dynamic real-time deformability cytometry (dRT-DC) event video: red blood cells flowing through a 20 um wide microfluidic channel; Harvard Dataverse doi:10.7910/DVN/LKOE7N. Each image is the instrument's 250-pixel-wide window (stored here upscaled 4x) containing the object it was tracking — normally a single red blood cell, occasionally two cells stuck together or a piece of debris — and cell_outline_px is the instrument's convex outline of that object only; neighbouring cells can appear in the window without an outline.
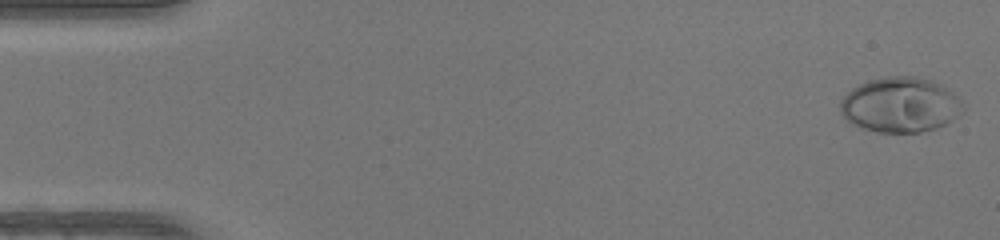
{"species": "human", "species_latin": "Homo sapiens", "temperature_condition": "warm", "stored_images_in_passage": 48, "camera_frame_rate_fps": 3000, "um_per_image_px": 0.085, "donor": {"sex": "female"}, "frame": {"image": 1, "passage_image": 1, "time_ms": 0.0, "image_size_px": [1000, 240], "cell_outline_px": [[964, 112], [960, 116], [936, 128], [920, 132], [876, 132], [852, 124], [840, 112], [840, 100], [852, 88], [868, 80], [884, 76], [916, 76], [932, 80], [940, 84], [952, 92], [960, 100], [964, 108]], "centroid_in_image_um": [76.53, 8.9], "position_along_channel_um": 8.5, "area_um2": 39.48}}
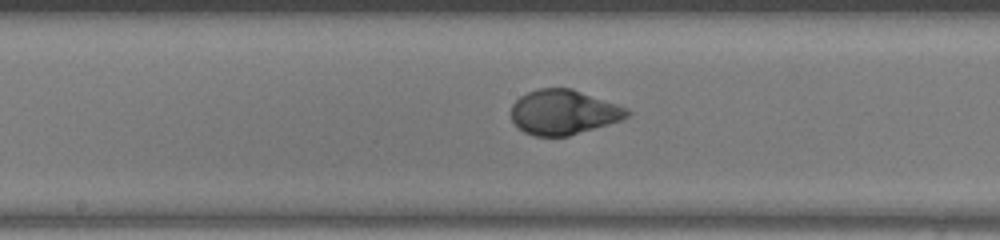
{"frame": {"image": 2, "passage_image": 25, "time_ms": 8.0, "image_size_px": [1000, 240], "cell_outline_px": [[632, 112], [628, 116], [620, 120], [608, 124], [568, 136], [532, 136], [524, 132], [512, 120], [512, 104], [520, 96], [528, 92], [540, 88], [572, 88], [628, 108]], "centroid_in_image_um": [47.9, 9.53], "position_along_channel_um": 200.3, "area_um2": 30.11}}
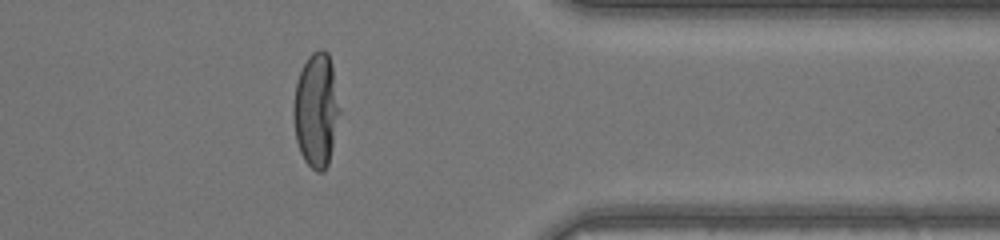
{"frame": {"image": 3, "passage_image": 39, "time_ms": 12.667, "image_size_px": [1000, 240], "cell_outline_px": [[340, 112], [328, 164], [324, 172], [316, 172], [304, 160], [300, 152], [296, 140], [292, 116], [292, 108], [296, 84], [300, 72], [308, 56], [312, 52], [320, 48], [324, 48], [328, 52], [332, 64], [340, 108]], "centroid_in_image_um": [26.87, 9.34], "position_along_channel_um": 384.5, "area_um2": 30.92}, "authors_computed_cell_mechanics": {"area_um2": 31.5588, "velocity_mm_per_s": 4.26, "shape_relaxation_time_tau1_ms": 4.2725, "shape_relaxation_time_tau2_ms": null, "deformation_change_tau1": 0.2933, "deformation_change_tau2": null}}